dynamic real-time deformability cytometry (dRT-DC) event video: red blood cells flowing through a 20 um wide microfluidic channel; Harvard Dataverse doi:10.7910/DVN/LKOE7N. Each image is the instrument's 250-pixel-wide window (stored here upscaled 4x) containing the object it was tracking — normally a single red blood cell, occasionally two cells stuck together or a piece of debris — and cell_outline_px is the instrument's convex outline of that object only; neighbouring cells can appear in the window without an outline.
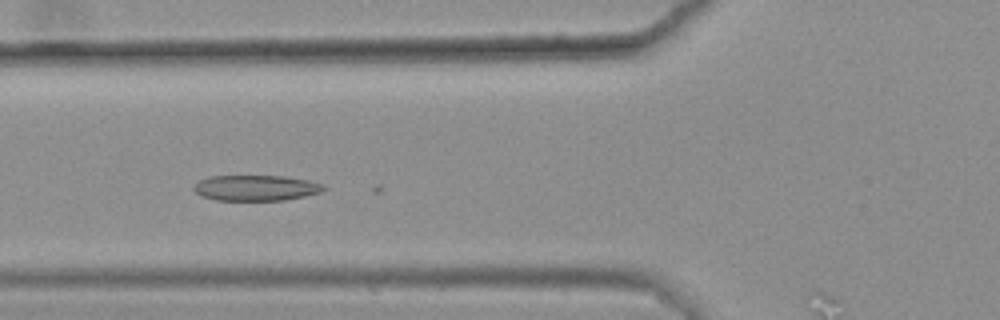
{"species": "common noctule bat (a hibernating species)", "species_latin": "Nyctalus noctula", "temperature_condition": "warm", "stored_images_in_passage": 41, "camera_frame_rate_fps": 3000, "um_per_image_px": 0.085, "animal": {"sex": "female", "body_mass_g": 25.1}, "frame": {"image": 1, "passage_image": 13, "time_ms": 4.0, "image_size_px": [1000, 320], "cell_outline_px": [[328, 188], [320, 192], [304, 196], [284, 200], [216, 200], [200, 196], [192, 188], [196, 180], [208, 176], [284, 176], [308, 180], [320, 184]], "centroid_in_image_um": [21.68, 15.97], "position_along_channel_um": 104.1, "area_um2": 19.48}}
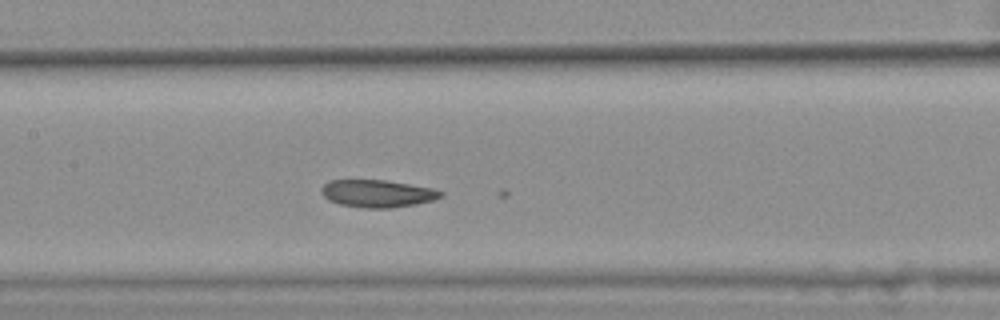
{"frame": {"image": 2, "passage_image": 19, "time_ms": 6.0, "image_size_px": [1000, 320], "cell_outline_px": [[444, 196], [432, 200], [416, 204], [392, 208], [364, 208], [340, 204], [328, 200], [320, 192], [320, 188], [328, 180], [384, 180], [432, 188], [444, 192]], "centroid_in_image_um": [32.06, 16.45], "position_along_channel_um": 175.3, "area_um2": 19.13}}
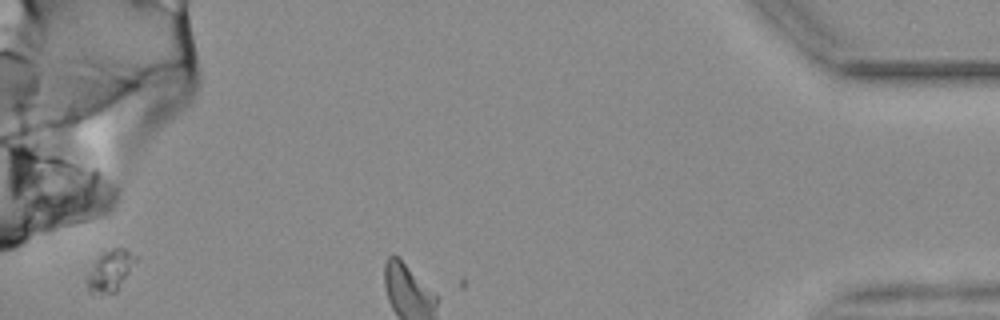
{"frame": {"image": 3, "passage_image": 41, "time_ms": 13.333, "image_size_px": [1000, 320], "cell_outline_px": [[140, 256], [116, 292], [100, 296], [92, 296], [88, 292], [84, 280], [100, 248], [124, 248]], "centroid_in_image_um": [9.3, 23.0], "position_along_channel_um": 425.9, "area_um2": 12.72}}